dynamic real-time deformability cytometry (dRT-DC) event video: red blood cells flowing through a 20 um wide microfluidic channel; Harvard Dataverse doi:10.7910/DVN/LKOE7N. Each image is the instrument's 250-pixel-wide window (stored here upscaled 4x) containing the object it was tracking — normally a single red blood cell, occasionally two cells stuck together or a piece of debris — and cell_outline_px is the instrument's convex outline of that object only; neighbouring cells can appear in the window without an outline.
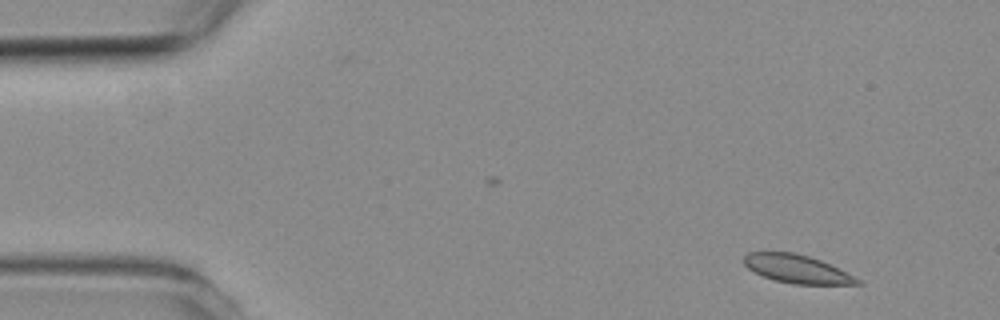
{"species": "common noctule bat (a hibernating species)", "species_latin": "Nyctalus noctula", "temperature_condition": "room temperature", "stored_images_in_passage": 6, "camera_frame_rate_fps": 3000, "um_per_image_px": 0.085, "animal": {"sex": "female", "body_mass_g": 19.3, "forearm_length_mm": 54.1}, "frame": {"image": 1, "passage_image": 2, "time_ms": 1.0, "image_size_px": [1000, 320], "cell_outline_px": [[864, 284], [792, 284], [776, 280], [764, 276], [748, 268], [744, 264], [744, 256], [748, 252], [792, 252], [808, 256], [820, 260], [860, 280]], "centroid_in_image_um": [67.7, 22.86], "position_along_channel_um": 17.3, "area_um2": 18.21}}
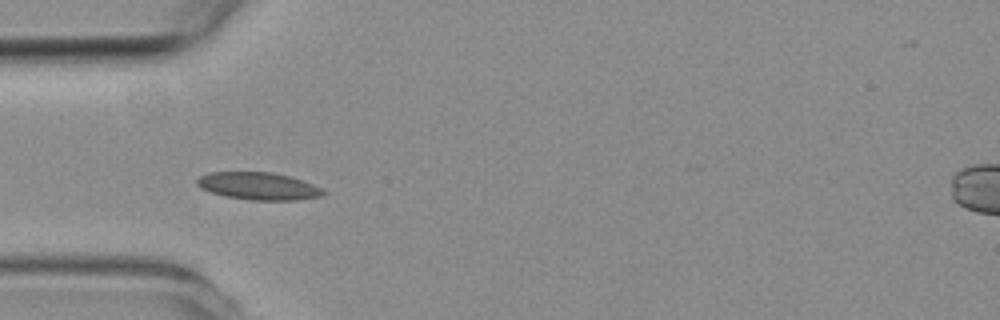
{"frame": {"image": 2, "passage_image": 5, "time_ms": 4.667, "image_size_px": [1000, 320], "cell_outline_px": [[328, 192], [324, 196], [296, 200], [248, 200], [224, 196], [200, 188], [196, 184], [196, 180], [200, 176], [208, 172], [272, 172], [288, 176], [312, 184]], "centroid_in_image_um": [21.96, 15.82], "position_along_channel_um": 63.0, "area_um2": 20.23}}
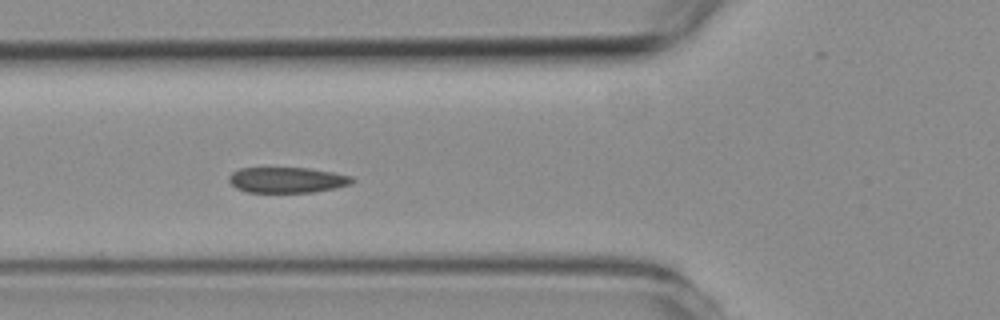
{"frame": {"image": 3, "passage_image": 6, "time_ms": 5.667, "image_size_px": [1000, 320], "cell_outline_px": [[356, 180], [352, 184], [336, 188], [312, 192], [244, 192], [236, 188], [228, 180], [228, 176], [232, 172], [240, 168], [308, 168], [332, 172], [352, 176]], "centroid_in_image_um": [24.41, 15.3], "position_along_channel_um": 101.4, "area_um2": 18.5}}